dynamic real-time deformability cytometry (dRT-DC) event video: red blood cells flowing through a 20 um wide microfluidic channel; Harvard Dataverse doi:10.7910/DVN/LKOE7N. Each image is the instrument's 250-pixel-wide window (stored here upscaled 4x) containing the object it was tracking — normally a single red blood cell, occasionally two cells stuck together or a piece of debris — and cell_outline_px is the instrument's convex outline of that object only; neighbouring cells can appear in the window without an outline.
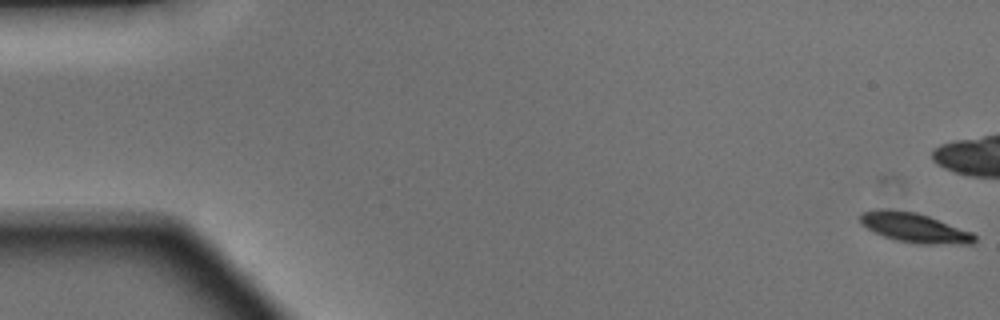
{"species": "Egyptian fruit bat (a non-hibernating species)", "species_latin": "Rousettus aegyptiacus", "temperature_condition": "warm", "stored_images_in_passage": 51, "camera_frame_rate_fps": 3000, "um_per_image_px": 0.085, "animal": {"sex": "male"}, "frame": {"image": 1, "passage_image": 1, "time_ms": 0.0, "image_size_px": [1000, 320], "cell_outline_px": [[976, 240], [972, 244], [920, 244], [896, 240], [884, 236], [868, 228], [860, 220], [860, 216], [864, 212], [876, 208], [888, 208], [916, 212], [928, 216], [972, 232], [976, 236]], "centroid_in_image_um": [77.75, 19.35], "position_along_channel_um": 7.2, "area_um2": 19.59}}
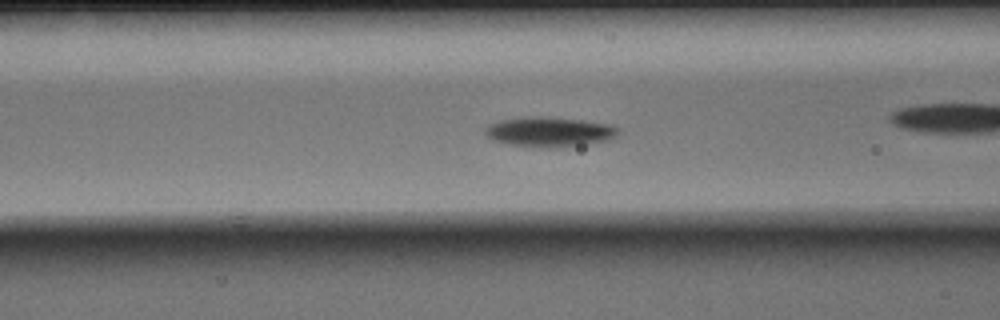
{"frame": {"image": 2, "passage_image": 20, "time_ms": 6.333, "image_size_px": [1000, 320], "cell_outline_px": [[620, 132], [616, 136], [608, 140], [560, 148], [548, 148], [508, 144], [492, 140], [484, 132], [484, 128], [488, 124], [500, 120], [528, 116], [544, 116], [580, 120], [612, 124], [620, 128]], "centroid_in_image_um": [46.7, 11.2], "position_along_channel_um": 119.9, "area_um2": 23.41}}
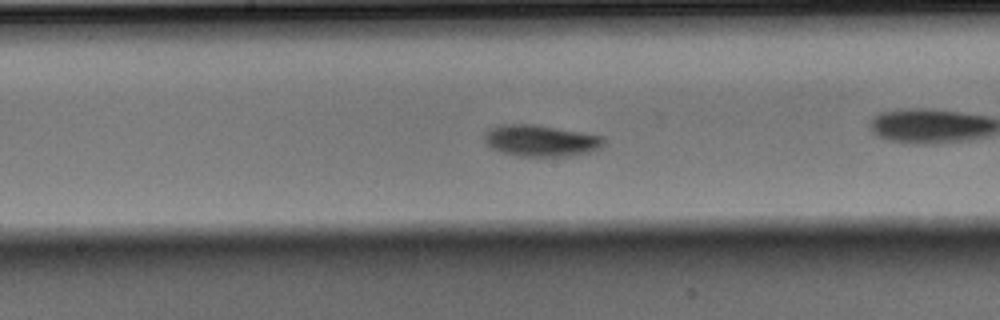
{"frame": {"image": 3, "passage_image": 26, "time_ms": 8.333, "image_size_px": [1000, 320], "cell_outline_px": [[604, 144], [600, 148], [588, 152], [568, 156], [520, 156], [504, 152], [492, 148], [484, 140], [484, 132], [488, 128], [500, 124], [532, 124], [604, 136]], "centroid_in_image_um": [45.94, 11.94], "position_along_channel_um": 202.3, "area_um2": 21.73}, "authors_computed_cell_mechanics": {"area_um2": 19.9988, "velocity_mm_per_s": 4.1145, "shape_relaxation_time_tau1_ms": 1.634, "shape_relaxation_time_tau2_ms": null, "deformation_change_tau1": 0.1233, "deformation_change_tau2": null}}